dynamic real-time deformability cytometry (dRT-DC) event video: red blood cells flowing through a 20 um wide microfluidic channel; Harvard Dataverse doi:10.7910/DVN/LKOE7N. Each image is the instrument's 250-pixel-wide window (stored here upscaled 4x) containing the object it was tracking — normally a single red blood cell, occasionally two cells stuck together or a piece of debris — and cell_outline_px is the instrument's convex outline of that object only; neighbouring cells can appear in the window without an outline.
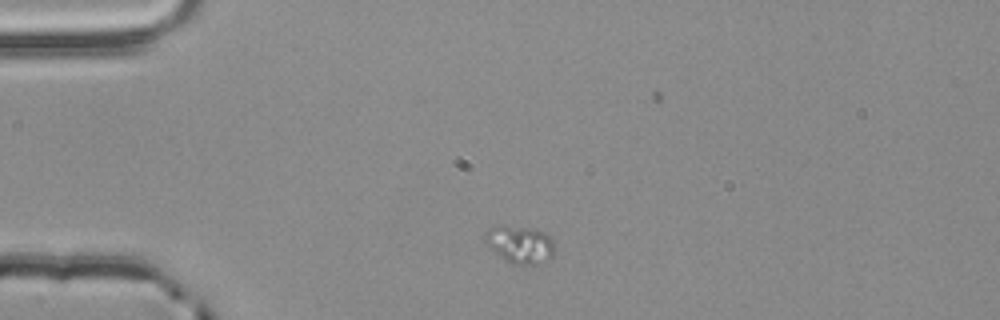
{"species": "common noctule bat (a hibernating species)", "species_latin": "Nyctalus noctula", "temperature_condition": "room temperature", "stored_images_in_passage": 5, "segment_of_instrument_passage": [2, 2], "camera_frame_rate_fps": 3000, "um_per_image_px": 0.085, "animal": {"sex": "male", "body_mass_g": 20.4}, "frame": {"image": 1, "passage_image": 5, "time_ms": 1.333, "image_size_px": [1000, 320], "cell_outline_px": [[556, 252], [552, 260], [536, 264], [512, 264], [504, 260], [484, 240], [484, 232], [488, 228], [532, 228], [544, 232], [552, 240]], "centroid_in_image_um": [44.27, 20.83], "position_along_channel_um": 40.7, "area_um2": 14.91}}